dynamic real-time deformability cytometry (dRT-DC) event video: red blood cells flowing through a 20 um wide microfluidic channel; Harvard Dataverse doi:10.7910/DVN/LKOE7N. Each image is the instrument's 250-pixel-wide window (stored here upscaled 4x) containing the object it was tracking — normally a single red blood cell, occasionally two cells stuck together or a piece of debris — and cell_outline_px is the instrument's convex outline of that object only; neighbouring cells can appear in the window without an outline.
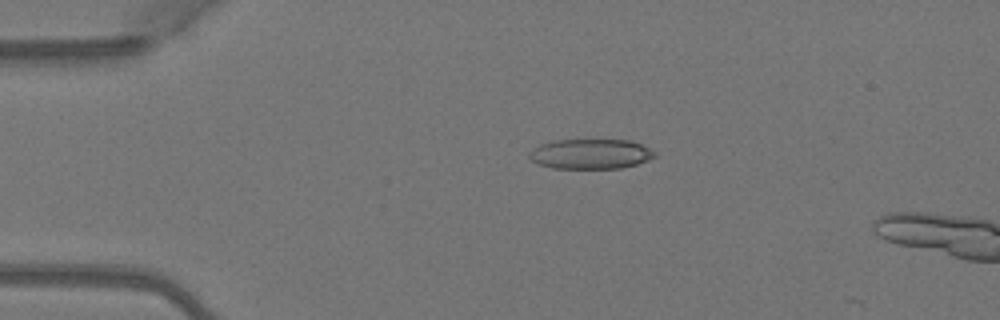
{"species": "Egyptian fruit bat (a non-hibernating species)", "species_latin": "Rousettus aegyptiacus", "temperature_condition": "warm", "stored_images_in_passage": 4, "camera_frame_rate_fps": 3000, "um_per_image_px": 0.085, "animal": {"sex": "female"}, "frame": {"image": 1, "passage_image": 3, "time_ms": 0.667, "image_size_px": [1000, 320], "cell_outline_px": [[656, 156], [648, 160], [636, 164], [620, 168], [552, 168], [540, 164], [532, 160], [528, 156], [528, 152], [532, 148], [540, 144], [556, 140], [628, 140], [640, 144], [656, 152]], "centroid_in_image_um": [50.18, 13.08], "position_along_channel_um": 34.8, "area_um2": 21.79}}